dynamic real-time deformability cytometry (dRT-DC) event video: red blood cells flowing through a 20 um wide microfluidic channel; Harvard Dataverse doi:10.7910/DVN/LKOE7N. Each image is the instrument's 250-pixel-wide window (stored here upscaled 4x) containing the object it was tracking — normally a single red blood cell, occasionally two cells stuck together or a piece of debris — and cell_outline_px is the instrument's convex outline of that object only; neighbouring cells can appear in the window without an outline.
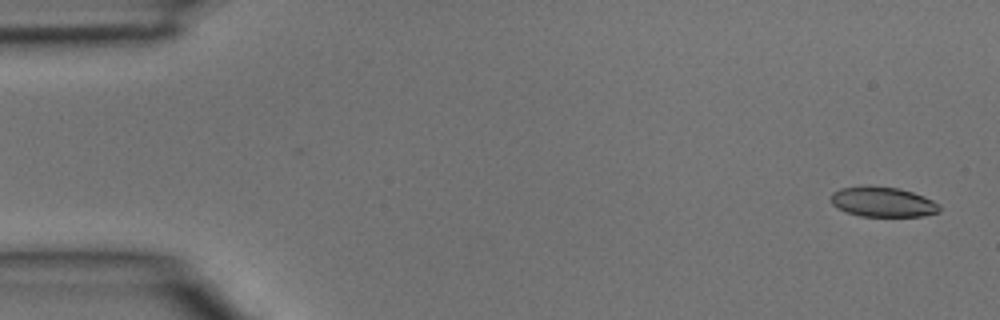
{"species": "common noctule bat (a hibernating species)", "species_latin": "Nyctalus noctula", "temperature_condition": "room temperature", "stored_images_in_passage": 4, "camera_frame_rate_fps": 3000, "um_per_image_px": 0.085, "animal": {"sex": "male", "body_mass_g": 15.6}, "frame": {"image": 1, "passage_image": 1, "time_ms": 0.0, "image_size_px": [1000, 320], "cell_outline_px": [[940, 212], [924, 216], [860, 216], [844, 212], [832, 204], [832, 192], [840, 188], [900, 188], [924, 196], [940, 204]], "centroid_in_image_um": [75.09, 17.2], "position_along_channel_um": 9.9, "area_um2": 18.5}}
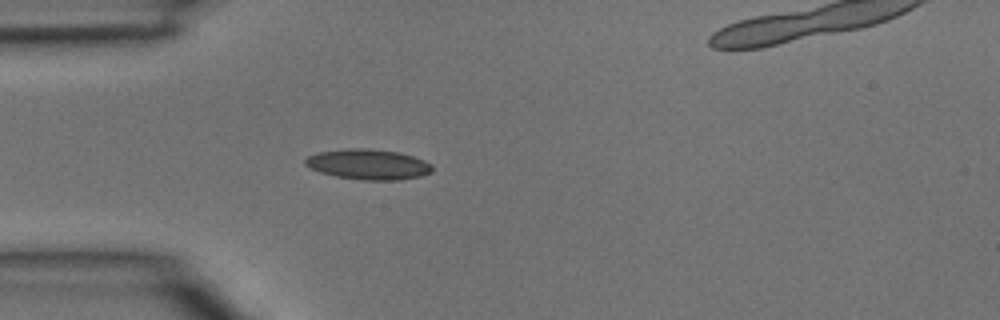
{"frame": {"image": 2, "passage_image": 3, "time_ms": 0.667, "image_size_px": [1000, 320], "cell_outline_px": [[432, 172], [420, 176], [400, 180], [364, 180], [336, 176], [320, 172], [304, 164], [304, 160], [308, 156], [320, 152], [348, 148], [368, 148], [396, 152], [412, 156], [424, 160], [432, 164]], "centroid_in_image_um": [31.32, 13.97], "position_along_channel_um": 53.7, "area_um2": 22.31}}